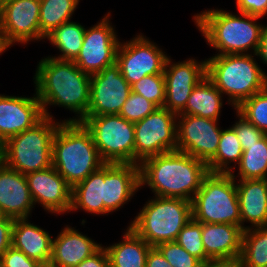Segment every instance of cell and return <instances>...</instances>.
Here are the masks:
<instances>
[{
  "mask_svg": "<svg viewBox=\"0 0 267 267\" xmlns=\"http://www.w3.org/2000/svg\"><path fill=\"white\" fill-rule=\"evenodd\" d=\"M167 58V54L142 33L120 42L116 52V63L130 85L146 75L163 74Z\"/></svg>",
  "mask_w": 267,
  "mask_h": 267,
  "instance_id": "11",
  "label": "cell"
},
{
  "mask_svg": "<svg viewBox=\"0 0 267 267\" xmlns=\"http://www.w3.org/2000/svg\"><path fill=\"white\" fill-rule=\"evenodd\" d=\"M104 164L82 122L59 124L52 142V166L72 188Z\"/></svg>",
  "mask_w": 267,
  "mask_h": 267,
  "instance_id": "4",
  "label": "cell"
},
{
  "mask_svg": "<svg viewBox=\"0 0 267 267\" xmlns=\"http://www.w3.org/2000/svg\"><path fill=\"white\" fill-rule=\"evenodd\" d=\"M193 17L207 44L218 51L214 56L250 54V50L256 54L263 27L257 22L260 17L222 9H207Z\"/></svg>",
  "mask_w": 267,
  "mask_h": 267,
  "instance_id": "3",
  "label": "cell"
},
{
  "mask_svg": "<svg viewBox=\"0 0 267 267\" xmlns=\"http://www.w3.org/2000/svg\"><path fill=\"white\" fill-rule=\"evenodd\" d=\"M40 0H4L0 32L10 48L14 43L45 39L40 33Z\"/></svg>",
  "mask_w": 267,
  "mask_h": 267,
  "instance_id": "14",
  "label": "cell"
},
{
  "mask_svg": "<svg viewBox=\"0 0 267 267\" xmlns=\"http://www.w3.org/2000/svg\"><path fill=\"white\" fill-rule=\"evenodd\" d=\"M9 47L5 44L2 34L0 32V55L5 52Z\"/></svg>",
  "mask_w": 267,
  "mask_h": 267,
  "instance_id": "46",
  "label": "cell"
},
{
  "mask_svg": "<svg viewBox=\"0 0 267 267\" xmlns=\"http://www.w3.org/2000/svg\"><path fill=\"white\" fill-rule=\"evenodd\" d=\"M158 107L141 95L130 92L119 115L132 123H136L151 114Z\"/></svg>",
  "mask_w": 267,
  "mask_h": 267,
  "instance_id": "36",
  "label": "cell"
},
{
  "mask_svg": "<svg viewBox=\"0 0 267 267\" xmlns=\"http://www.w3.org/2000/svg\"><path fill=\"white\" fill-rule=\"evenodd\" d=\"M236 187L241 228L247 230L267 225V180H238ZM245 222L252 225L244 226Z\"/></svg>",
  "mask_w": 267,
  "mask_h": 267,
  "instance_id": "23",
  "label": "cell"
},
{
  "mask_svg": "<svg viewBox=\"0 0 267 267\" xmlns=\"http://www.w3.org/2000/svg\"><path fill=\"white\" fill-rule=\"evenodd\" d=\"M34 208L27 178L24 174L0 166V209L6 217L28 218Z\"/></svg>",
  "mask_w": 267,
  "mask_h": 267,
  "instance_id": "20",
  "label": "cell"
},
{
  "mask_svg": "<svg viewBox=\"0 0 267 267\" xmlns=\"http://www.w3.org/2000/svg\"><path fill=\"white\" fill-rule=\"evenodd\" d=\"M0 267H3V264H2V261H1V259H0Z\"/></svg>",
  "mask_w": 267,
  "mask_h": 267,
  "instance_id": "50",
  "label": "cell"
},
{
  "mask_svg": "<svg viewBox=\"0 0 267 267\" xmlns=\"http://www.w3.org/2000/svg\"><path fill=\"white\" fill-rule=\"evenodd\" d=\"M131 92V85L115 62L90 75V101L86 116L119 114Z\"/></svg>",
  "mask_w": 267,
  "mask_h": 267,
  "instance_id": "15",
  "label": "cell"
},
{
  "mask_svg": "<svg viewBox=\"0 0 267 267\" xmlns=\"http://www.w3.org/2000/svg\"><path fill=\"white\" fill-rule=\"evenodd\" d=\"M25 176L34 205L40 203L51 214L70 212L72 187L53 166Z\"/></svg>",
  "mask_w": 267,
  "mask_h": 267,
  "instance_id": "17",
  "label": "cell"
},
{
  "mask_svg": "<svg viewBox=\"0 0 267 267\" xmlns=\"http://www.w3.org/2000/svg\"><path fill=\"white\" fill-rule=\"evenodd\" d=\"M192 219L191 201L180 198L152 197L129 226L150 246L175 241Z\"/></svg>",
  "mask_w": 267,
  "mask_h": 267,
  "instance_id": "6",
  "label": "cell"
},
{
  "mask_svg": "<svg viewBox=\"0 0 267 267\" xmlns=\"http://www.w3.org/2000/svg\"><path fill=\"white\" fill-rule=\"evenodd\" d=\"M44 118L36 93L33 97L0 94V142L34 127Z\"/></svg>",
  "mask_w": 267,
  "mask_h": 267,
  "instance_id": "18",
  "label": "cell"
},
{
  "mask_svg": "<svg viewBox=\"0 0 267 267\" xmlns=\"http://www.w3.org/2000/svg\"><path fill=\"white\" fill-rule=\"evenodd\" d=\"M140 188L137 164H104L103 204L109 212L118 211Z\"/></svg>",
  "mask_w": 267,
  "mask_h": 267,
  "instance_id": "19",
  "label": "cell"
},
{
  "mask_svg": "<svg viewBox=\"0 0 267 267\" xmlns=\"http://www.w3.org/2000/svg\"><path fill=\"white\" fill-rule=\"evenodd\" d=\"M3 2H4V0H0V19H1V14H2Z\"/></svg>",
  "mask_w": 267,
  "mask_h": 267,
  "instance_id": "48",
  "label": "cell"
},
{
  "mask_svg": "<svg viewBox=\"0 0 267 267\" xmlns=\"http://www.w3.org/2000/svg\"><path fill=\"white\" fill-rule=\"evenodd\" d=\"M238 174L231 176L238 180L266 179L267 177V134L243 151L237 166Z\"/></svg>",
  "mask_w": 267,
  "mask_h": 267,
  "instance_id": "29",
  "label": "cell"
},
{
  "mask_svg": "<svg viewBox=\"0 0 267 267\" xmlns=\"http://www.w3.org/2000/svg\"><path fill=\"white\" fill-rule=\"evenodd\" d=\"M236 114L239 120L232 125V128L235 130L237 138L241 143L242 150L244 151L247 149V146H251L255 142H258L266 134L258 129L254 124L247 121L237 111Z\"/></svg>",
  "mask_w": 267,
  "mask_h": 267,
  "instance_id": "38",
  "label": "cell"
},
{
  "mask_svg": "<svg viewBox=\"0 0 267 267\" xmlns=\"http://www.w3.org/2000/svg\"><path fill=\"white\" fill-rule=\"evenodd\" d=\"M256 56L260 58V61L267 65V25L262 27L259 46L256 52Z\"/></svg>",
  "mask_w": 267,
  "mask_h": 267,
  "instance_id": "44",
  "label": "cell"
},
{
  "mask_svg": "<svg viewBox=\"0 0 267 267\" xmlns=\"http://www.w3.org/2000/svg\"><path fill=\"white\" fill-rule=\"evenodd\" d=\"M123 234L122 242L104 246L110 267H146V258L152 246L130 226Z\"/></svg>",
  "mask_w": 267,
  "mask_h": 267,
  "instance_id": "25",
  "label": "cell"
},
{
  "mask_svg": "<svg viewBox=\"0 0 267 267\" xmlns=\"http://www.w3.org/2000/svg\"><path fill=\"white\" fill-rule=\"evenodd\" d=\"M242 147L232 127L222 129L219 146L215 156L207 163L209 172L230 173L242 157ZM235 163L232 167L230 164Z\"/></svg>",
  "mask_w": 267,
  "mask_h": 267,
  "instance_id": "31",
  "label": "cell"
},
{
  "mask_svg": "<svg viewBox=\"0 0 267 267\" xmlns=\"http://www.w3.org/2000/svg\"><path fill=\"white\" fill-rule=\"evenodd\" d=\"M235 110L267 134V87L243 101Z\"/></svg>",
  "mask_w": 267,
  "mask_h": 267,
  "instance_id": "33",
  "label": "cell"
},
{
  "mask_svg": "<svg viewBox=\"0 0 267 267\" xmlns=\"http://www.w3.org/2000/svg\"><path fill=\"white\" fill-rule=\"evenodd\" d=\"M239 267H267V225L244 230Z\"/></svg>",
  "mask_w": 267,
  "mask_h": 267,
  "instance_id": "30",
  "label": "cell"
},
{
  "mask_svg": "<svg viewBox=\"0 0 267 267\" xmlns=\"http://www.w3.org/2000/svg\"><path fill=\"white\" fill-rule=\"evenodd\" d=\"M191 205L192 218L198 222L241 226L236 179L230 173L209 172Z\"/></svg>",
  "mask_w": 267,
  "mask_h": 267,
  "instance_id": "8",
  "label": "cell"
},
{
  "mask_svg": "<svg viewBox=\"0 0 267 267\" xmlns=\"http://www.w3.org/2000/svg\"><path fill=\"white\" fill-rule=\"evenodd\" d=\"M28 219H15L12 227V247L48 267L53 238L49 232L30 223Z\"/></svg>",
  "mask_w": 267,
  "mask_h": 267,
  "instance_id": "24",
  "label": "cell"
},
{
  "mask_svg": "<svg viewBox=\"0 0 267 267\" xmlns=\"http://www.w3.org/2000/svg\"><path fill=\"white\" fill-rule=\"evenodd\" d=\"M15 219L5 217L0 220V257L12 246V227Z\"/></svg>",
  "mask_w": 267,
  "mask_h": 267,
  "instance_id": "41",
  "label": "cell"
},
{
  "mask_svg": "<svg viewBox=\"0 0 267 267\" xmlns=\"http://www.w3.org/2000/svg\"><path fill=\"white\" fill-rule=\"evenodd\" d=\"M177 114L158 107L144 119L134 123V164L159 154L176 151Z\"/></svg>",
  "mask_w": 267,
  "mask_h": 267,
  "instance_id": "10",
  "label": "cell"
},
{
  "mask_svg": "<svg viewBox=\"0 0 267 267\" xmlns=\"http://www.w3.org/2000/svg\"><path fill=\"white\" fill-rule=\"evenodd\" d=\"M108 12L97 24L85 30L84 41L73 62L88 75L101 72L116 62V52L120 41L111 25Z\"/></svg>",
  "mask_w": 267,
  "mask_h": 267,
  "instance_id": "12",
  "label": "cell"
},
{
  "mask_svg": "<svg viewBox=\"0 0 267 267\" xmlns=\"http://www.w3.org/2000/svg\"><path fill=\"white\" fill-rule=\"evenodd\" d=\"M201 235L202 223L192 218L179 232L175 241L189 254L205 263L212 260L206 255Z\"/></svg>",
  "mask_w": 267,
  "mask_h": 267,
  "instance_id": "34",
  "label": "cell"
},
{
  "mask_svg": "<svg viewBox=\"0 0 267 267\" xmlns=\"http://www.w3.org/2000/svg\"><path fill=\"white\" fill-rule=\"evenodd\" d=\"M86 28L78 22L69 20L45 37L61 52L59 56H51L58 60L73 61L79 54L84 41Z\"/></svg>",
  "mask_w": 267,
  "mask_h": 267,
  "instance_id": "28",
  "label": "cell"
},
{
  "mask_svg": "<svg viewBox=\"0 0 267 267\" xmlns=\"http://www.w3.org/2000/svg\"><path fill=\"white\" fill-rule=\"evenodd\" d=\"M139 166L140 188L147 185L155 196L187 201L209 173L205 162L177 150L149 157Z\"/></svg>",
  "mask_w": 267,
  "mask_h": 267,
  "instance_id": "2",
  "label": "cell"
},
{
  "mask_svg": "<svg viewBox=\"0 0 267 267\" xmlns=\"http://www.w3.org/2000/svg\"><path fill=\"white\" fill-rule=\"evenodd\" d=\"M172 267H200L202 262L189 254L176 241L163 242L156 246Z\"/></svg>",
  "mask_w": 267,
  "mask_h": 267,
  "instance_id": "37",
  "label": "cell"
},
{
  "mask_svg": "<svg viewBox=\"0 0 267 267\" xmlns=\"http://www.w3.org/2000/svg\"><path fill=\"white\" fill-rule=\"evenodd\" d=\"M200 267H239V264L235 261L212 260L202 263Z\"/></svg>",
  "mask_w": 267,
  "mask_h": 267,
  "instance_id": "45",
  "label": "cell"
},
{
  "mask_svg": "<svg viewBox=\"0 0 267 267\" xmlns=\"http://www.w3.org/2000/svg\"><path fill=\"white\" fill-rule=\"evenodd\" d=\"M104 165L91 173L82 182L72 188L70 212L79 210L92 215H107L110 212L104 207L103 198Z\"/></svg>",
  "mask_w": 267,
  "mask_h": 267,
  "instance_id": "26",
  "label": "cell"
},
{
  "mask_svg": "<svg viewBox=\"0 0 267 267\" xmlns=\"http://www.w3.org/2000/svg\"><path fill=\"white\" fill-rule=\"evenodd\" d=\"M102 244H98L74 227H64L56 239H52L51 258L48 267H75L94 254Z\"/></svg>",
  "mask_w": 267,
  "mask_h": 267,
  "instance_id": "21",
  "label": "cell"
},
{
  "mask_svg": "<svg viewBox=\"0 0 267 267\" xmlns=\"http://www.w3.org/2000/svg\"><path fill=\"white\" fill-rule=\"evenodd\" d=\"M61 122L44 117L3 144V163L24 175L52 166V142Z\"/></svg>",
  "mask_w": 267,
  "mask_h": 267,
  "instance_id": "7",
  "label": "cell"
},
{
  "mask_svg": "<svg viewBox=\"0 0 267 267\" xmlns=\"http://www.w3.org/2000/svg\"><path fill=\"white\" fill-rule=\"evenodd\" d=\"M165 104L164 108L179 114L186 106L190 94L196 85L206 77V59L174 63L168 56L164 67Z\"/></svg>",
  "mask_w": 267,
  "mask_h": 267,
  "instance_id": "16",
  "label": "cell"
},
{
  "mask_svg": "<svg viewBox=\"0 0 267 267\" xmlns=\"http://www.w3.org/2000/svg\"><path fill=\"white\" fill-rule=\"evenodd\" d=\"M35 72V93L44 117L54 118L47 109L52 105L76 114L62 121H81L86 116L90 101V75L82 72L73 61L51 56L42 58Z\"/></svg>",
  "mask_w": 267,
  "mask_h": 267,
  "instance_id": "1",
  "label": "cell"
},
{
  "mask_svg": "<svg viewBox=\"0 0 267 267\" xmlns=\"http://www.w3.org/2000/svg\"><path fill=\"white\" fill-rule=\"evenodd\" d=\"M80 0H40V33L45 38L71 20Z\"/></svg>",
  "mask_w": 267,
  "mask_h": 267,
  "instance_id": "32",
  "label": "cell"
},
{
  "mask_svg": "<svg viewBox=\"0 0 267 267\" xmlns=\"http://www.w3.org/2000/svg\"><path fill=\"white\" fill-rule=\"evenodd\" d=\"M80 122L90 131L105 163L134 164V123L119 114L85 116Z\"/></svg>",
  "mask_w": 267,
  "mask_h": 267,
  "instance_id": "9",
  "label": "cell"
},
{
  "mask_svg": "<svg viewBox=\"0 0 267 267\" xmlns=\"http://www.w3.org/2000/svg\"><path fill=\"white\" fill-rule=\"evenodd\" d=\"M3 163V144L0 142V166Z\"/></svg>",
  "mask_w": 267,
  "mask_h": 267,
  "instance_id": "47",
  "label": "cell"
},
{
  "mask_svg": "<svg viewBox=\"0 0 267 267\" xmlns=\"http://www.w3.org/2000/svg\"><path fill=\"white\" fill-rule=\"evenodd\" d=\"M219 120L177 114V151L187 153L206 164L215 156L222 129Z\"/></svg>",
  "mask_w": 267,
  "mask_h": 267,
  "instance_id": "13",
  "label": "cell"
},
{
  "mask_svg": "<svg viewBox=\"0 0 267 267\" xmlns=\"http://www.w3.org/2000/svg\"><path fill=\"white\" fill-rule=\"evenodd\" d=\"M6 216L3 214L2 210L0 209V220H3Z\"/></svg>",
  "mask_w": 267,
  "mask_h": 267,
  "instance_id": "49",
  "label": "cell"
},
{
  "mask_svg": "<svg viewBox=\"0 0 267 267\" xmlns=\"http://www.w3.org/2000/svg\"><path fill=\"white\" fill-rule=\"evenodd\" d=\"M146 267H172V266L156 247H152L149 250L146 258Z\"/></svg>",
  "mask_w": 267,
  "mask_h": 267,
  "instance_id": "43",
  "label": "cell"
},
{
  "mask_svg": "<svg viewBox=\"0 0 267 267\" xmlns=\"http://www.w3.org/2000/svg\"><path fill=\"white\" fill-rule=\"evenodd\" d=\"M223 96L214 86L213 82L206 76L195 86L185 108L179 114L219 120L223 106Z\"/></svg>",
  "mask_w": 267,
  "mask_h": 267,
  "instance_id": "27",
  "label": "cell"
},
{
  "mask_svg": "<svg viewBox=\"0 0 267 267\" xmlns=\"http://www.w3.org/2000/svg\"><path fill=\"white\" fill-rule=\"evenodd\" d=\"M239 13L263 18L267 15V0H236Z\"/></svg>",
  "mask_w": 267,
  "mask_h": 267,
  "instance_id": "40",
  "label": "cell"
},
{
  "mask_svg": "<svg viewBox=\"0 0 267 267\" xmlns=\"http://www.w3.org/2000/svg\"><path fill=\"white\" fill-rule=\"evenodd\" d=\"M3 267H45L42 263L28 258L22 251L10 247L0 257Z\"/></svg>",
  "mask_w": 267,
  "mask_h": 267,
  "instance_id": "39",
  "label": "cell"
},
{
  "mask_svg": "<svg viewBox=\"0 0 267 267\" xmlns=\"http://www.w3.org/2000/svg\"><path fill=\"white\" fill-rule=\"evenodd\" d=\"M75 267H110L109 258L104 246H101L94 254L84 259Z\"/></svg>",
  "mask_w": 267,
  "mask_h": 267,
  "instance_id": "42",
  "label": "cell"
},
{
  "mask_svg": "<svg viewBox=\"0 0 267 267\" xmlns=\"http://www.w3.org/2000/svg\"><path fill=\"white\" fill-rule=\"evenodd\" d=\"M256 54H225L206 59V76L237 108L243 101L267 87V74L254 58ZM255 59V60H254Z\"/></svg>",
  "mask_w": 267,
  "mask_h": 267,
  "instance_id": "5",
  "label": "cell"
},
{
  "mask_svg": "<svg viewBox=\"0 0 267 267\" xmlns=\"http://www.w3.org/2000/svg\"><path fill=\"white\" fill-rule=\"evenodd\" d=\"M131 91L150 100L157 107L165 104V79L163 74L146 75L131 85Z\"/></svg>",
  "mask_w": 267,
  "mask_h": 267,
  "instance_id": "35",
  "label": "cell"
},
{
  "mask_svg": "<svg viewBox=\"0 0 267 267\" xmlns=\"http://www.w3.org/2000/svg\"><path fill=\"white\" fill-rule=\"evenodd\" d=\"M241 226L222 223H202V242L211 260L238 262L242 252Z\"/></svg>",
  "mask_w": 267,
  "mask_h": 267,
  "instance_id": "22",
  "label": "cell"
}]
</instances>
